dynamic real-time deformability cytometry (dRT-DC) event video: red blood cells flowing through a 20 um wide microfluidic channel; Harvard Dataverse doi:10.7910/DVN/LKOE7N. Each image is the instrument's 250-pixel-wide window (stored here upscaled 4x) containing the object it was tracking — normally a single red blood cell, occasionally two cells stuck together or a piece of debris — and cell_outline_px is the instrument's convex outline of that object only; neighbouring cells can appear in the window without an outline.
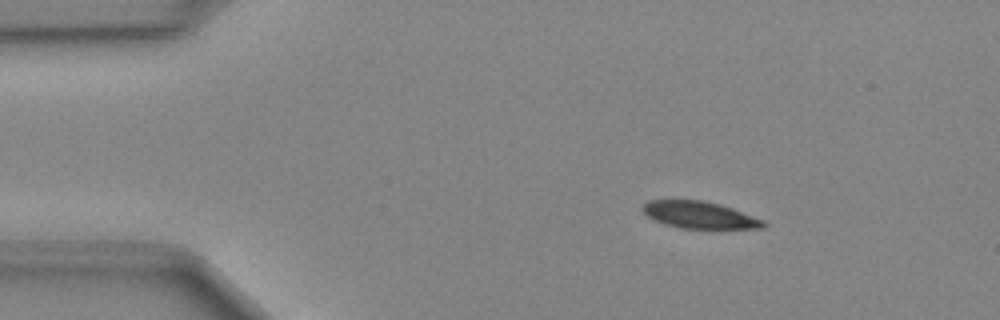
{"species": "Egyptian fruit bat (a non-hibernating species)", "species_latin": "Rousettus aegyptiacus", "temperature_condition": "cold", "stored_images_in_passage": 43, "camera_frame_rate_fps": 3000, "um_per_image_px": 0.085, "animal": {"sex": "female"}, "frame": {"image": 1, "passage_image": 2, "time_ms": 0.333, "image_size_px": [1000, 320], "cell_outline_px": [[768, 224], [764, 228], [680, 228], [664, 224], [652, 220], [640, 208], [648, 200], [704, 200], [720, 204], [732, 208], [764, 220]], "centroid_in_image_um": [59.44, 18.27], "position_along_channel_um": 25.6, "area_um2": 19.02}}
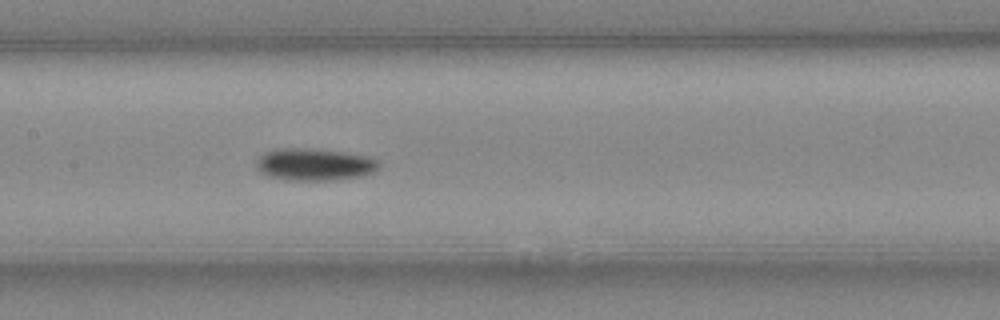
{"frame": {"image": 2, "passage_image": 18, "time_ms": 5.667, "image_size_px": [1000, 320], "cell_outline_px": [[380, 168], [376, 172], [360, 176], [328, 180], [288, 180], [268, 176], [260, 172], [256, 168], [256, 160], [264, 152], [276, 148], [304, 148], [344, 152], [364, 156], [380, 160]], "centroid_in_image_um": [26.72, 13.97], "position_along_channel_um": 180.7, "area_um2": 23.06}}
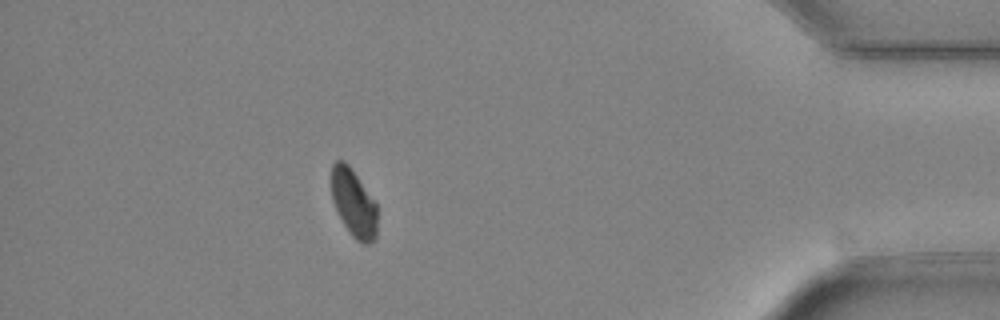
{"frame": {"image": 3, "passage_image": 38, "time_ms": 12.333, "image_size_px": [1000, 320], "cell_outline_px": [[376, 240], [368, 244], [360, 244], [352, 236], [344, 224], [332, 200], [332, 164], [336, 160], [344, 160], [348, 164], [376, 204]], "centroid_in_image_um": [30.06, 17.29], "position_along_channel_um": 405.1, "area_um2": 17.8}}